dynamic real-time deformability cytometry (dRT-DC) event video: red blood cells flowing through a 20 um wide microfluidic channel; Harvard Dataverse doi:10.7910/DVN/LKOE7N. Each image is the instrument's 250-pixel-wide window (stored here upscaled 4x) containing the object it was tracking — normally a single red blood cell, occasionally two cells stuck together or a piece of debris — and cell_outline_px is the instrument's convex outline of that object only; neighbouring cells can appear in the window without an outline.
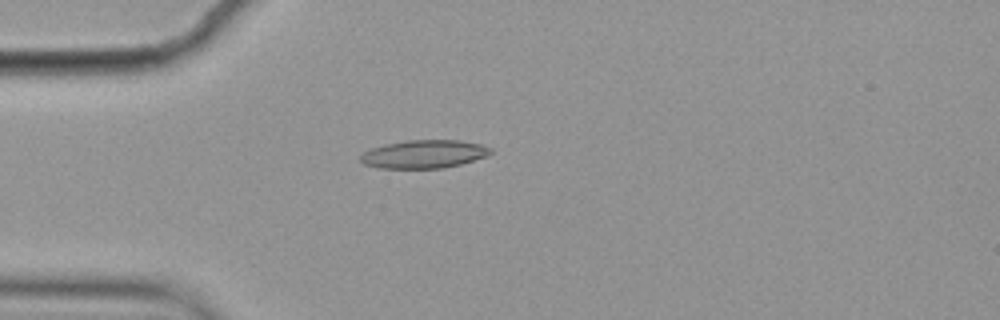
{"species": "common noctule bat (a hibernating species)", "species_latin": "Nyctalus noctula", "temperature_condition": "cold", "stored_images_in_passage": 9, "camera_frame_rate_fps": 3000, "um_per_image_px": 0.085, "animal": {"sex": "female", "body_mass_g": 19.9}, "frame": {"image": 1, "passage_image": 4, "time_ms": 1.0, "image_size_px": [1000, 320], "cell_outline_px": [[492, 152], [484, 156], [460, 164], [444, 168], [376, 168], [364, 164], [360, 160], [360, 156], [364, 152], [372, 148], [384, 144], [408, 140], [460, 140], [480, 144], [492, 148]], "centroid_in_image_um": [36.01, 13.1], "position_along_channel_um": 49.0, "area_um2": 21.27}}
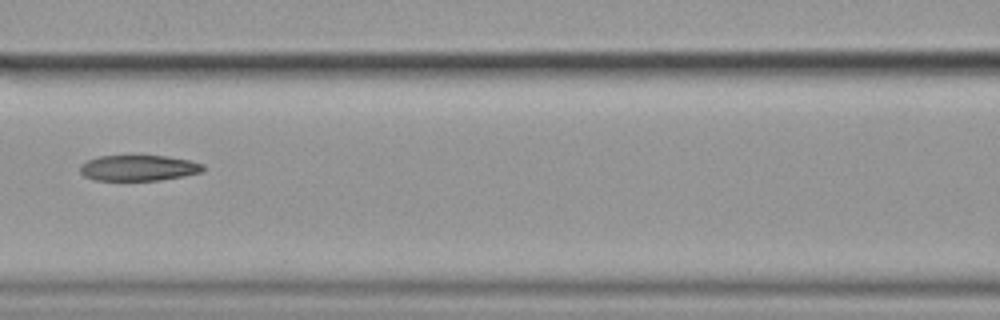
{"frame": {"image": 2, "passage_image": 7, "time_ms": 2.0, "image_size_px": [1000, 320], "cell_outline_px": [[204, 172], [184, 176], [160, 180], [92, 180], [84, 176], [80, 172], [80, 164], [88, 160], [100, 156], [168, 156], [192, 160], [204, 164]], "centroid_in_image_um": [11.81, 14.28], "position_along_channel_um": 154.8, "area_um2": 18.61}}
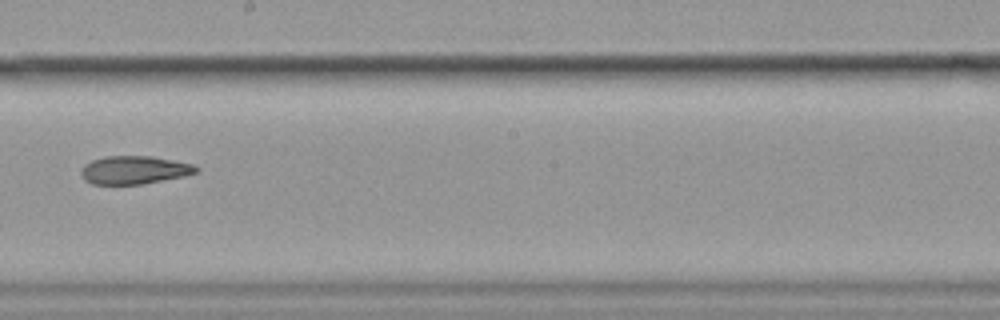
{"frame": {"image": 3, "passage_image": 9, "time_ms": 2.667, "image_size_px": [1000, 320], "cell_outline_px": [[200, 168], [196, 172], [184, 176], [140, 184], [92, 184], [84, 180], [80, 176], [80, 172], [84, 164], [92, 160], [104, 156], [152, 156], [196, 164]], "centroid_in_image_um": [11.4, 14.44], "position_along_channel_um": 236.8, "area_um2": 19.02}}